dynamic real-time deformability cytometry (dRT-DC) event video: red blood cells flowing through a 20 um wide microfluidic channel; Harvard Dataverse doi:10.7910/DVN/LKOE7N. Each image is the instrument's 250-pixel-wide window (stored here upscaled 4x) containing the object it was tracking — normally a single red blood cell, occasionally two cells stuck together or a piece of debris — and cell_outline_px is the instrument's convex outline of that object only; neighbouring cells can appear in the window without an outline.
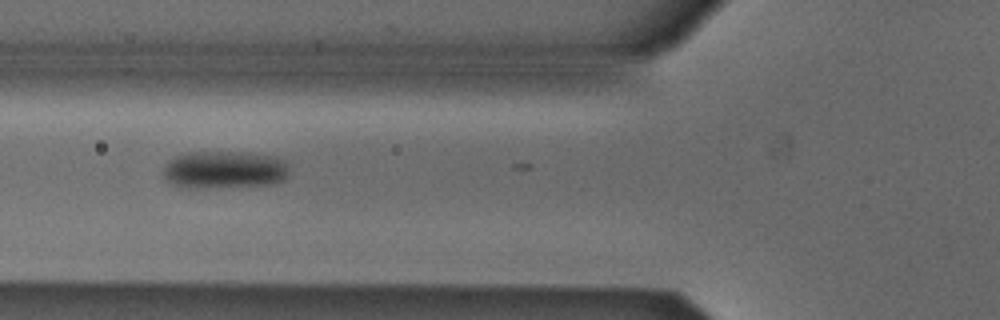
{"species": "Egyptian fruit bat (a non-hibernating species)", "species_latin": "Rousettus aegyptiacus", "temperature_condition": "cold", "stored_images_in_passage": 4, "camera_frame_rate_fps": 3000, "um_per_image_px": 0.085, "animal": {"sex": "male"}, "frame": {"image": 1, "passage_image": 2, "time_ms": 0.333, "image_size_px": [1000, 320], "cell_outline_px": [[292, 164], [284, 180], [276, 184], [196, 188], [188, 188], [168, 184], [164, 176], [164, 168], [168, 160], [176, 156], [188, 152], [248, 152], [272, 156], [288, 160]], "centroid_in_image_um": [19.12, 14.42], "position_along_channel_um": 106.7, "area_um2": 28.15}}